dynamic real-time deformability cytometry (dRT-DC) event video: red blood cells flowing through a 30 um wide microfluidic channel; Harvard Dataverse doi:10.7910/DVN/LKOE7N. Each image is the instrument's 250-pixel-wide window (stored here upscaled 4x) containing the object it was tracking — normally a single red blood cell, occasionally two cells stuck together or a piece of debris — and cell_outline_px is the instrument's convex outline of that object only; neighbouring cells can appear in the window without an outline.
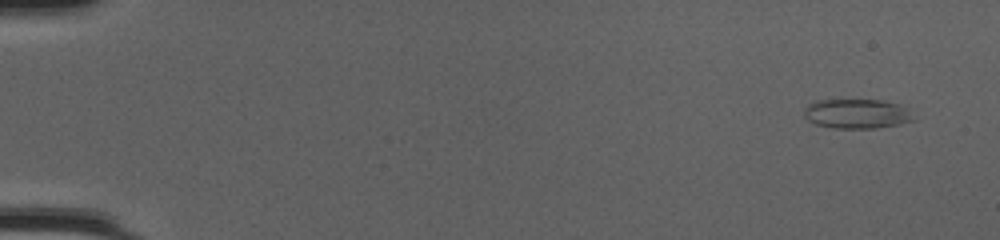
{"species": "common noctule bat (a hibernating species)", "species_latin": "Nyctalus noctula", "temperature_condition": "cold", "stored_images_in_passage": 50, "camera_frame_rate_fps": 3000, "um_per_image_px": 0.085, "animal": {"sex": "female", "body_mass_g": 20.0, "forearm_length_mm": 54.0}, "frame": {"image": 1, "passage_image": 3, "time_ms": 0.667, "image_size_px": [1000, 240], "cell_outline_px": [[916, 120], [876, 128], [832, 128], [816, 124], [808, 120], [804, 116], [804, 108], [808, 104], [816, 100], [880, 100], [900, 104], [908, 108]], "centroid_in_image_um": [72.83, 9.66], "position_along_channel_um": 12.2, "area_um2": 18.9}}
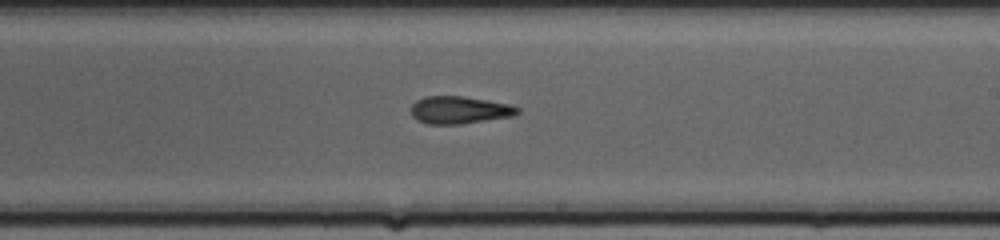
{"frame": {"image": 2, "passage_image": 31, "time_ms": 10.0, "image_size_px": [1000, 240], "cell_outline_px": [[520, 112], [512, 116], [460, 124], [428, 124], [416, 120], [412, 116], [412, 104], [416, 100], [424, 96], [464, 96], [488, 100], [508, 104], [520, 108]], "centroid_in_image_um": [39.03, 9.34], "position_along_channel_um": 250.0, "area_um2": 17.05}}
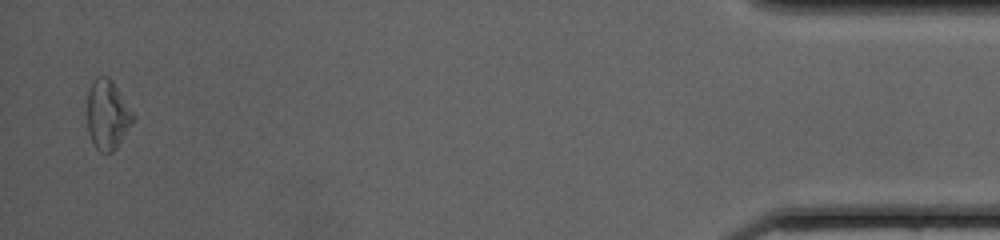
{"frame": {"image": 3, "passage_image": 49, "time_ms": 16.0, "image_size_px": [1000, 240], "cell_outline_px": [[136, 116], [132, 124], [116, 148], [112, 152], [100, 152], [96, 148], [92, 140], [88, 128], [88, 92], [92, 80], [96, 76], [108, 76], [112, 80]], "centroid_in_image_um": [9.15, 9.72], "position_along_channel_um": 426.0, "area_um2": 18.5}, "authors_computed_cell_mechanics": {"area_um2": 17.7157, "velocity_mm_per_s": 4.249, "shape_relaxation_time_tau1_ms": 3.066, "shape_relaxation_time_tau2_ms": 4.5793, "deformation_change_tau1": 0.1009, "deformation_change_tau2": 0.1467}}